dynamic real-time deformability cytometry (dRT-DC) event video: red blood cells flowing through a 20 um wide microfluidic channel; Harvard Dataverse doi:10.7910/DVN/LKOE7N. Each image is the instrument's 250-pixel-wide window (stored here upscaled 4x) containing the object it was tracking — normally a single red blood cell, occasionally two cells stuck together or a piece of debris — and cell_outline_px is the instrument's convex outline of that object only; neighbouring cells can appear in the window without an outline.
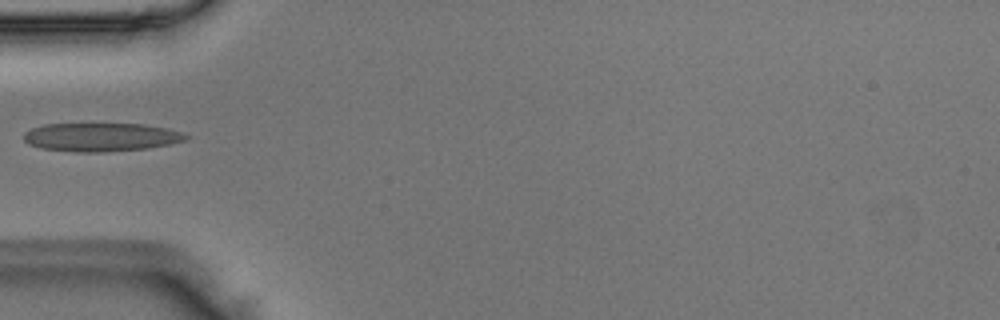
{"species": "Egyptian fruit bat (a non-hibernating species)", "species_latin": "Rousettus aegyptiacus", "temperature_condition": "room temperature", "stored_images_in_passage": 7, "camera_frame_rate_fps": 3000, "um_per_image_px": 0.085, "animal": {"sex": "male"}, "frame": {"image": 1, "passage_image": 1, "time_ms": 0.0, "image_size_px": [1000, 320], "cell_outline_px": [[192, 136], [188, 140], [148, 148], [104, 152], [76, 152], [40, 148], [28, 144], [24, 140], [24, 132], [32, 128], [44, 124], [144, 124], [168, 128]], "centroid_in_image_um": [8.6, 11.65], "position_along_channel_um": 76.4, "area_um2": 27.05}}